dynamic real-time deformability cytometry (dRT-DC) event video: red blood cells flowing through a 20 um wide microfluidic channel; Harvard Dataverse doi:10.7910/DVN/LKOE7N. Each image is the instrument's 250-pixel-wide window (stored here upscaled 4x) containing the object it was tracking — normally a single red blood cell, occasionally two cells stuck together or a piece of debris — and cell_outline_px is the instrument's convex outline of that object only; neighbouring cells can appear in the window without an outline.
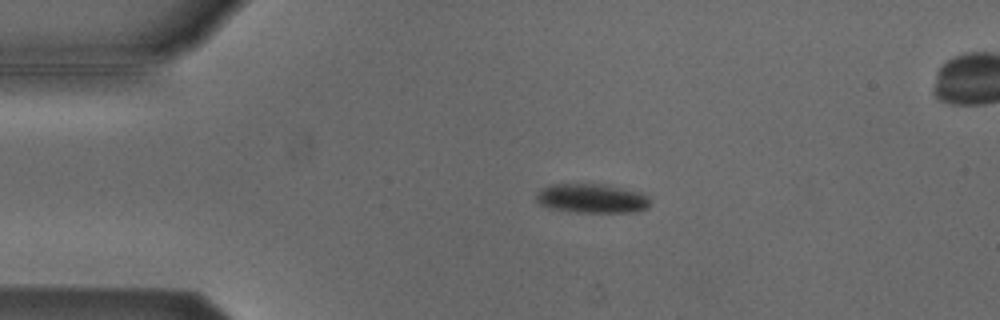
{"species": "Egyptian fruit bat (a non-hibernating species)", "species_latin": "Rousettus aegyptiacus", "temperature_condition": "cold", "stored_images_in_passage": 5, "segment_of_instrument_passage": [1, 2], "camera_frame_rate_fps": 3000, "um_per_image_px": 0.085, "animal": {"sex": "male"}, "frame": {"image": 1, "passage_image": 3, "time_ms": 0.667, "image_size_px": [1000, 320], "cell_outline_px": [[648, 208], [636, 212], [576, 212], [548, 208], [540, 204], [536, 200], [536, 192], [540, 188], [548, 184], [604, 184], [640, 192], [648, 196]], "centroid_in_image_um": [50.25, 16.86], "position_along_channel_um": 34.7, "area_um2": 19.54}}